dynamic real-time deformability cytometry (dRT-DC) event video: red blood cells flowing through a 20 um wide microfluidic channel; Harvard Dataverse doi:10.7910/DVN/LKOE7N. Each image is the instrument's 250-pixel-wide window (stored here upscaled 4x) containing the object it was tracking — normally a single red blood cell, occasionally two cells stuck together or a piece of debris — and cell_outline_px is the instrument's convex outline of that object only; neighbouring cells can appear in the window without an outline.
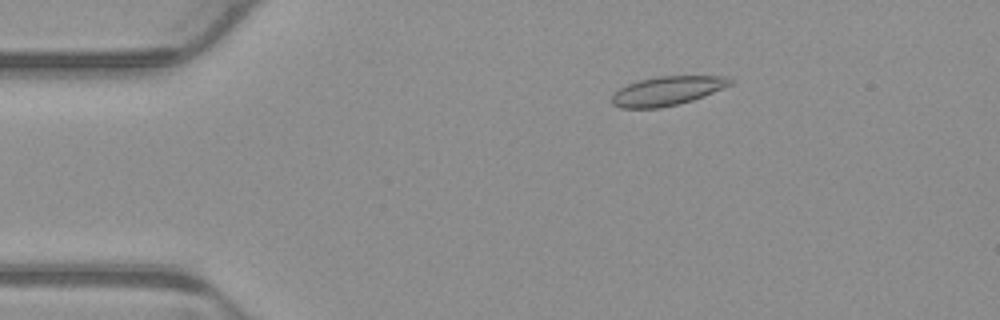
{"species": "common noctule bat (a hibernating species)", "species_latin": "Nyctalus noctula", "temperature_condition": "warm", "stored_images_in_passage": 5, "camera_frame_rate_fps": 3000, "um_per_image_px": 0.085, "animal": {"sex": "male", "body_mass_g": 23.1, "forearm_length_mm": 52.7}, "frame": {"image": 1, "passage_image": 2, "time_ms": 0.333, "image_size_px": [1000, 320], "cell_outline_px": [[736, 80], [732, 84], [704, 96], [680, 104], [660, 108], [620, 108], [612, 104], [612, 92], [628, 84], [640, 80], [656, 76], [728, 76]], "centroid_in_image_um": [56.72, 7.72], "position_along_channel_um": 28.3, "area_um2": 20.23}}
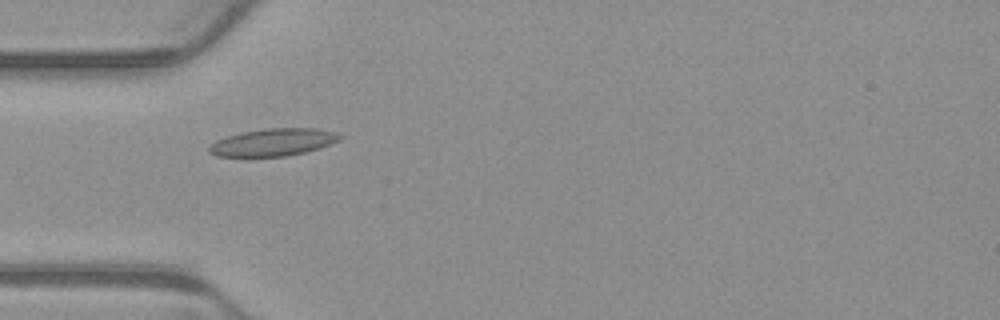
{"frame": {"image": 2, "passage_image": 4, "time_ms": 1.0, "image_size_px": [1000, 320], "cell_outline_px": [[344, 136], [340, 140], [320, 148], [288, 156], [216, 156], [208, 152], [208, 148], [216, 140], [240, 132], [268, 128], [316, 128], [336, 132]], "centroid_in_image_um": [23.25, 12.08], "position_along_channel_um": 61.7, "area_um2": 20.87}}
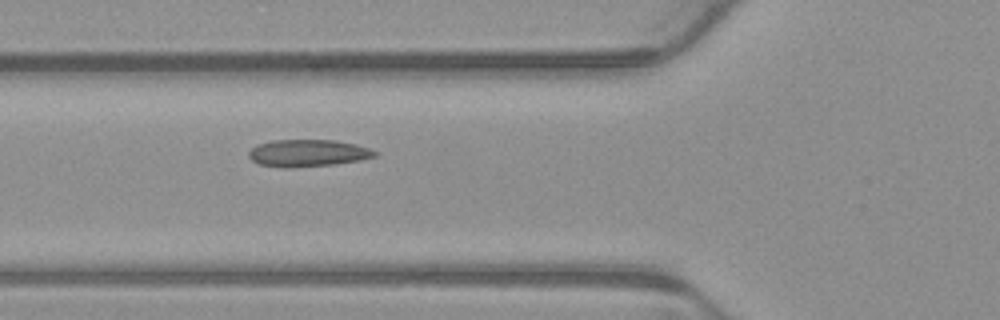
{"frame": {"image": 3, "passage_image": 5, "time_ms": 1.333, "image_size_px": [1000, 320], "cell_outline_px": [[376, 156], [360, 160], [336, 164], [288, 168], [284, 168], [260, 164], [252, 160], [248, 156], [248, 152], [256, 144], [272, 140], [336, 140], [356, 144], [368, 148], [376, 152]], "centroid_in_image_um": [26.14, 13.01], "position_along_channel_um": 99.7, "area_um2": 19.94}}